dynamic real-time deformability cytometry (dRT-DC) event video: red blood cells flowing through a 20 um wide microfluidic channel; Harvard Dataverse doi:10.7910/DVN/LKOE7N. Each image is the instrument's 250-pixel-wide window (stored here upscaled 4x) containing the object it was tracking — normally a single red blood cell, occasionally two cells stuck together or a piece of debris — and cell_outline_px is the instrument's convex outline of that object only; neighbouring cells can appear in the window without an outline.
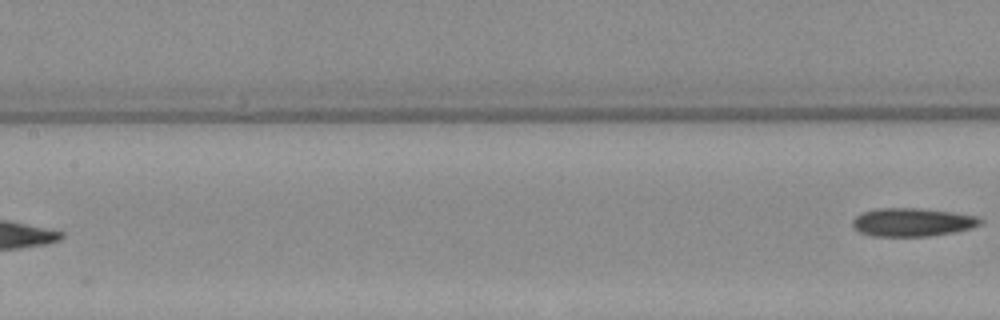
{"species": "Egyptian fruit bat (a non-hibernating species)", "species_latin": "Rousettus aegyptiacus", "temperature_condition": "warm", "stored_images_in_passage": 6, "segment_of_instrument_passage": [2, 2], "camera_frame_rate_fps": 3000, "um_per_image_px": 0.085, "animal": {"sex": "female"}, "frame": {"image": 1, "passage_image": 6, "time_ms": 6.0, "image_size_px": [1000, 320], "cell_outline_px": [[984, 220], [980, 224], [972, 228], [952, 232], [928, 236], [872, 236], [860, 232], [852, 228], [852, 220], [860, 212], [876, 208], [920, 208], [952, 212], [976, 216]], "centroid_in_image_um": [77.5, 18.88], "position_along_channel_um": 129.9, "area_um2": 21.21}}